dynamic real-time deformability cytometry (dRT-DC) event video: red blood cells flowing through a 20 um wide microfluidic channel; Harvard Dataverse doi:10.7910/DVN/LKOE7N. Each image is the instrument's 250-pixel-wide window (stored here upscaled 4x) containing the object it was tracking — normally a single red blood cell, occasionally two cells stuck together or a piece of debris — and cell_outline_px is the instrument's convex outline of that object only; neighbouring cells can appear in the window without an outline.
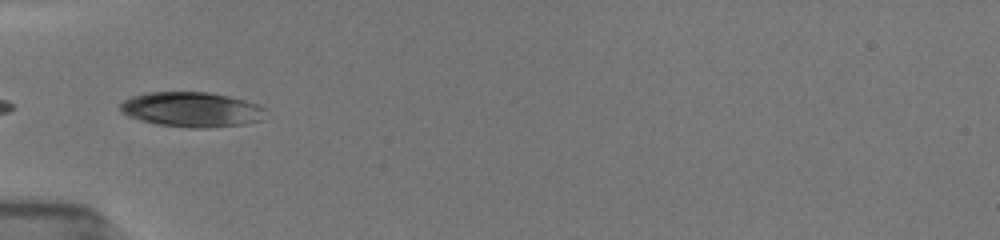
{"species": "common noctule bat (a hibernating species)", "species_latin": "Nyctalus noctula", "temperature_condition": "room temperature", "stored_images_in_passage": 19, "camera_frame_rate_fps": 3000, "um_per_image_px": 0.085, "animal": {"sex": "female", "body_mass_g": 19.5, "forearm_length_mm": 54.1}, "frame": {"image": 1, "passage_image": 8, "time_ms": 5.0, "image_size_px": [1000, 240], "cell_outline_px": [[268, 108], [260, 120], [244, 124], [208, 128], [188, 128], [156, 124], [140, 120], [128, 116], [120, 112], [120, 104], [124, 100], [132, 96], [148, 92], [208, 92], [228, 96], [244, 100]], "centroid_in_image_um": [16.27, 9.31], "position_along_channel_um": 68.7, "area_um2": 29.71}}
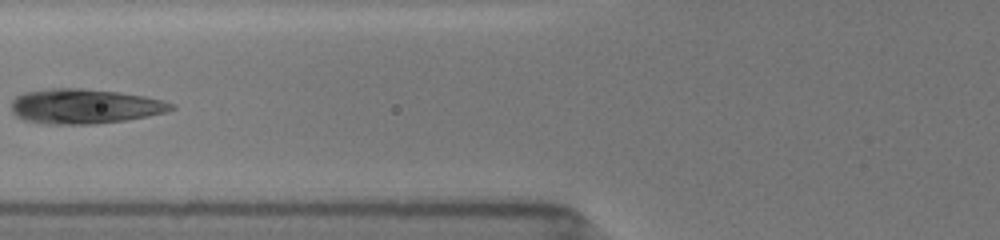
{"frame": {"image": 2, "passage_image": 10, "time_ms": 6.333, "image_size_px": [1000, 240], "cell_outline_px": [[176, 108], [164, 112], [148, 116], [124, 120], [96, 124], [44, 124], [24, 120], [16, 116], [12, 112], [12, 100], [16, 96], [24, 92], [52, 88], [84, 88], [120, 92], [144, 96], [176, 104]], "centroid_in_image_um": [7.17, 9.03], "position_along_channel_um": 118.6, "area_um2": 32.54}}
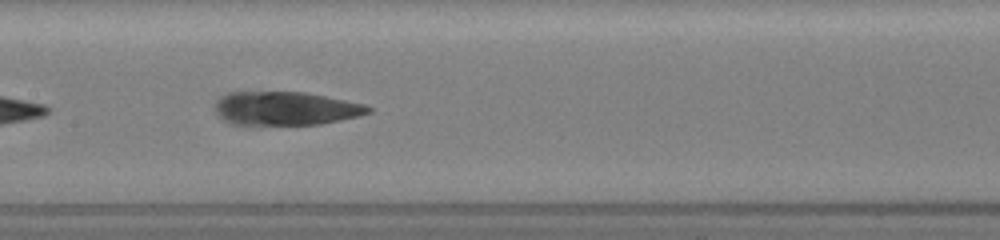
{"frame": {"image": 3, "passage_image": 14, "time_ms": 8.0, "image_size_px": [1000, 240], "cell_outline_px": [[372, 112], [360, 116], [320, 124], [232, 124], [224, 120], [216, 112], [216, 100], [220, 96], [228, 92], [304, 92], [364, 104], [372, 108]], "centroid_in_image_um": [24.28, 9.21], "position_along_channel_um": 183.1, "area_um2": 29.77}}